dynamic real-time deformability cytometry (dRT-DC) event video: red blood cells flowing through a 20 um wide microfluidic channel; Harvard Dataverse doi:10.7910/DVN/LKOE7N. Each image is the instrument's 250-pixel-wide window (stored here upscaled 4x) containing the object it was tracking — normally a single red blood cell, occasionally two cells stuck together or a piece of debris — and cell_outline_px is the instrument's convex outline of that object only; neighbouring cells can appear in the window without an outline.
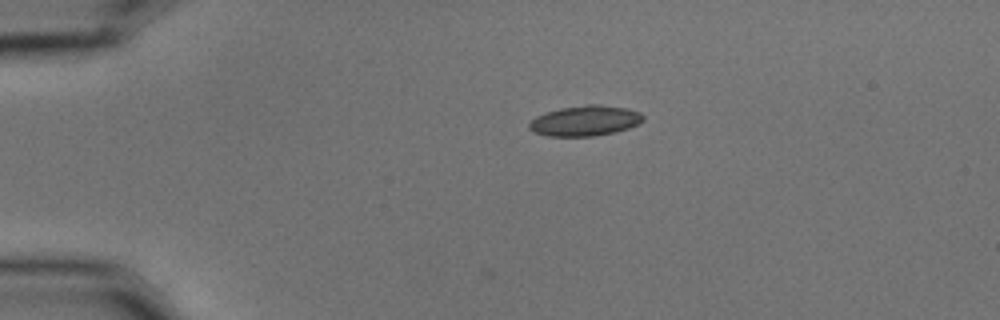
{"species": "common noctule bat (a hibernating species)", "species_latin": "Nyctalus noctula", "temperature_condition": "cold", "stored_images_in_passage": 35, "camera_frame_rate_fps": 3000, "um_per_image_px": 0.085, "animal": {"sex": "male", "body_mass_g": 15.6}, "frame": {"image": 1, "passage_image": 1, "time_ms": 0.0, "image_size_px": [1000, 320], "cell_outline_px": [[644, 120], [628, 128], [612, 132], [592, 136], [548, 136], [532, 132], [528, 128], [528, 124], [536, 116], [560, 108], [588, 104], [600, 104], [628, 108], [640, 112], [644, 116]], "centroid_in_image_um": [49.72, 10.25], "position_along_channel_um": 35.3, "area_um2": 20.11}}
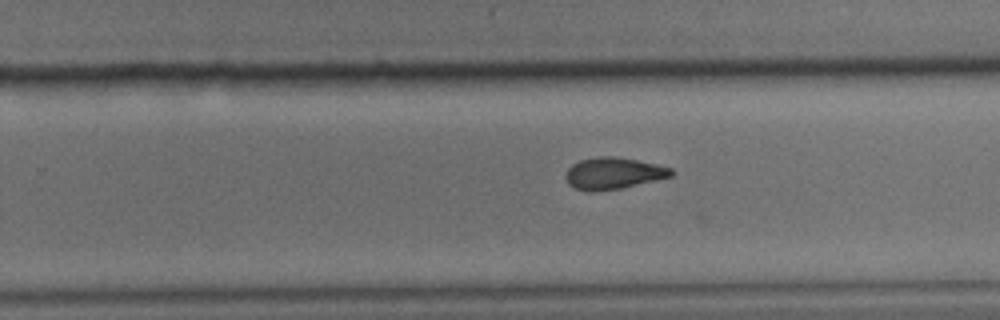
{"frame": {"image": 2, "passage_image": 25, "time_ms": 8.0, "image_size_px": [1000, 320], "cell_outline_px": [[676, 172], [672, 176], [656, 180], [620, 188], [592, 192], [576, 188], [568, 184], [564, 176], [568, 168], [572, 164], [580, 160], [600, 156], [616, 156], [656, 164], [672, 168]], "centroid_in_image_um": [52.13, 14.72], "position_along_channel_um": 277.7, "area_um2": 19.48}}
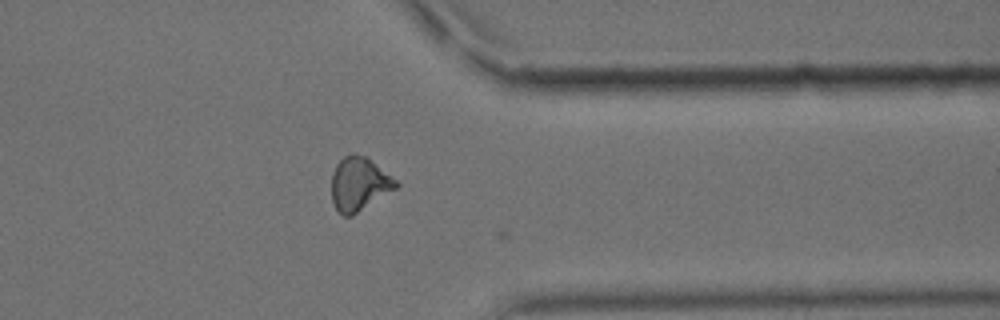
{"frame": {"image": 3, "passage_image": 34, "time_ms": 11.0, "image_size_px": [1000, 320], "cell_outline_px": [[400, 184], [396, 188], [352, 216], [344, 216], [336, 208], [332, 200], [332, 172], [336, 164], [344, 156], [352, 152], [368, 156], [392, 176]], "centroid_in_image_um": [30.53, 15.6], "position_along_channel_um": 380.9, "area_um2": 20.23}, "authors_computed_cell_mechanics": {"area_um2": 19.7676, "velocity_mm_per_s": 3.603, "shape_relaxation_time_tau1_ms": 7.4919, "shape_relaxation_time_tau2_ms": 2.3713, "deformation_change_tau1": 0.1743, "deformation_change_tau2": 0.0696}}